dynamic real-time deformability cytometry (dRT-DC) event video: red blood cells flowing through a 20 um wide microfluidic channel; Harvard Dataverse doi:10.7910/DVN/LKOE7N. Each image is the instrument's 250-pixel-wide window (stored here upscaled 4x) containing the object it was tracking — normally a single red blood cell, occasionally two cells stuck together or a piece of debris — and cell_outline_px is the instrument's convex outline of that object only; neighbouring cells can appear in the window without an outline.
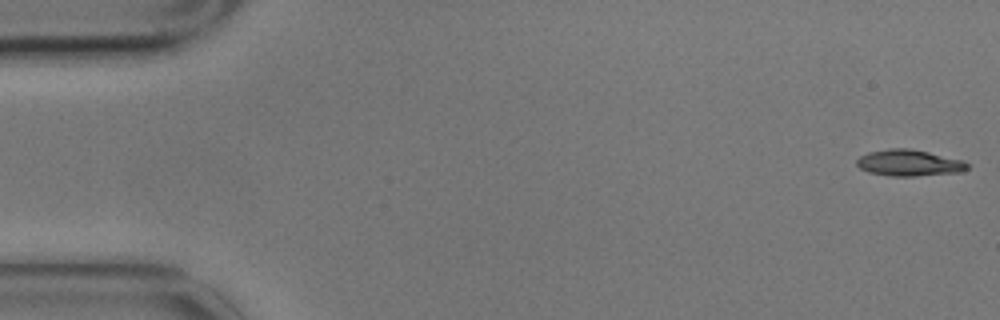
{"species": "common noctule bat (a hibernating species)", "species_latin": "Nyctalus noctula", "temperature_condition": "cold", "stored_images_in_passage": 6, "camera_frame_rate_fps": 3000, "um_per_image_px": 0.085, "animal": {"sex": "male", "body_mass_g": 17.9}, "frame": {"image": 1, "passage_image": 1, "time_ms": 0.0, "image_size_px": [1000, 320], "cell_outline_px": [[968, 168], [960, 172], [916, 176], [888, 176], [868, 172], [860, 168], [856, 164], [856, 160], [860, 156], [868, 152], [888, 148], [912, 148], [964, 160], [968, 164]], "centroid_in_image_um": [77.26, 13.84], "position_along_channel_um": 7.7, "area_um2": 17.17}}
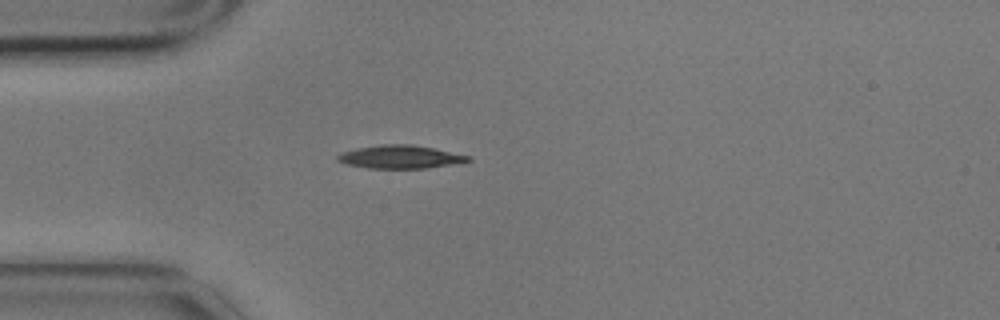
{"frame": {"image": 2, "passage_image": 5, "time_ms": 1.333, "image_size_px": [1000, 320], "cell_outline_px": [[472, 160], [428, 168], [368, 168], [348, 164], [336, 160], [336, 156], [340, 152], [356, 148], [380, 144], [412, 144], [472, 156]], "centroid_in_image_um": [33.99, 13.32], "position_along_channel_um": 51.0, "area_um2": 17.57}}